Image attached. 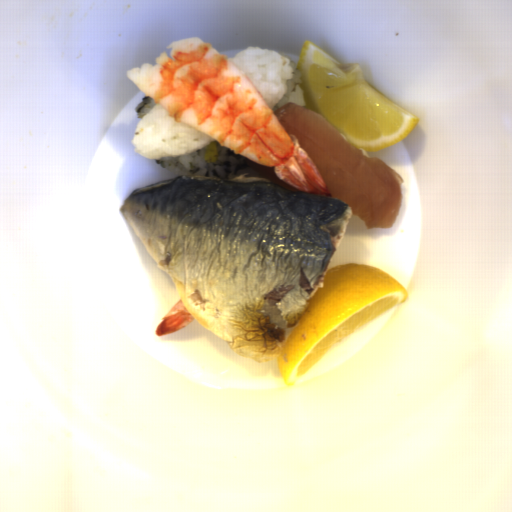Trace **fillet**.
I'll return each instance as SVG.
<instances>
[{
  "label": "fillet",
  "instance_id": "obj_1",
  "mask_svg": "<svg viewBox=\"0 0 512 512\" xmlns=\"http://www.w3.org/2000/svg\"><path fill=\"white\" fill-rule=\"evenodd\" d=\"M274 114L314 163L331 198L352 207L368 228H391L402 206V177L383 159L364 155L322 115L289 102Z\"/></svg>",
  "mask_w": 512,
  "mask_h": 512
},
{
  "label": "fillet",
  "instance_id": "obj_2",
  "mask_svg": "<svg viewBox=\"0 0 512 512\" xmlns=\"http://www.w3.org/2000/svg\"><path fill=\"white\" fill-rule=\"evenodd\" d=\"M246 162H247V165H249L255 172L268 177L269 179H271L273 182H275L281 188L287 189L292 192H302L301 190L295 188L294 186H292V185L288 184L287 182L278 178L274 172V167H267V166L255 163L248 158L246 159ZM302 193H304V192H302Z\"/></svg>",
  "mask_w": 512,
  "mask_h": 512
}]
</instances>
